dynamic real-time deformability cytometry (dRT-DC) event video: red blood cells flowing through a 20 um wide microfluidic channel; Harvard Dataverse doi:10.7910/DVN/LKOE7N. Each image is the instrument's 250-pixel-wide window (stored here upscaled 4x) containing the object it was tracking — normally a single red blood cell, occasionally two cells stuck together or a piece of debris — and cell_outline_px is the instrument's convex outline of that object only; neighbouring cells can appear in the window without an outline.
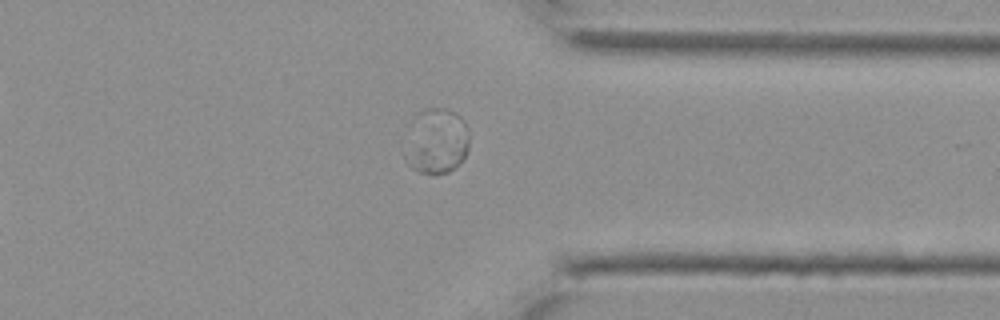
{"species": "Egyptian fruit bat (a non-hibernating species)", "species_latin": "Rousettus aegyptiacus", "temperature_condition": "cold", "stored_images_in_passage": 28, "segment_of_instrument_passage": [2, 3], "camera_frame_rate_fps": 3000, "um_per_image_px": 0.085, "animal": {"sex": "female"}, "frame": {"image": 1, "passage_image": 20, "time_ms": 6.333, "image_size_px": [1000, 320], "cell_outline_px": [[468, 148], [464, 156], [448, 172], [420, 172], [412, 168], [408, 164], [400, 148], [468, 136]], "centroid_in_image_um": [37.08, 13.17], "position_along_channel_um": 374.3, "area_um2": 12.02}}